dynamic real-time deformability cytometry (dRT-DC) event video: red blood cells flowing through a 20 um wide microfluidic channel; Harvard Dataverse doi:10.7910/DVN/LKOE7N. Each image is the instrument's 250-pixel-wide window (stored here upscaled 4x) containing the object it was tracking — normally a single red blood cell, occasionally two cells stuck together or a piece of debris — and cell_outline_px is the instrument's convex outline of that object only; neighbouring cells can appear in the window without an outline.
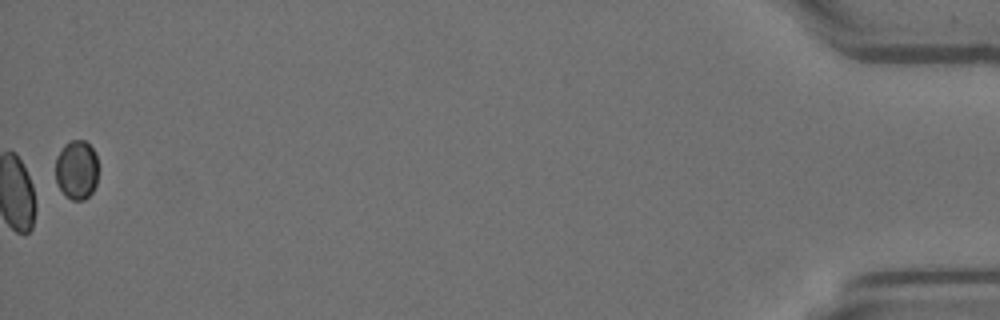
{"species": "Egyptian fruit bat (a non-hibernating species)", "species_latin": "Rousettus aegyptiacus", "temperature_condition": "room temperature", "stored_images_in_passage": 55, "camera_frame_rate_fps": 3000, "um_per_image_px": 0.085, "animal": {"sex": "female"}, "frame": {"image": 1, "passage_image": 55, "time_ms": 18.0, "image_size_px": [1000, 320], "cell_outline_px": [[96, 184], [92, 192], [84, 200], [72, 200], [56, 184], [56, 156], [64, 144], [72, 140], [84, 140], [96, 152]], "centroid_in_image_um": [6.5, 14.41], "position_along_channel_um": 428.7, "area_um2": 14.62}}